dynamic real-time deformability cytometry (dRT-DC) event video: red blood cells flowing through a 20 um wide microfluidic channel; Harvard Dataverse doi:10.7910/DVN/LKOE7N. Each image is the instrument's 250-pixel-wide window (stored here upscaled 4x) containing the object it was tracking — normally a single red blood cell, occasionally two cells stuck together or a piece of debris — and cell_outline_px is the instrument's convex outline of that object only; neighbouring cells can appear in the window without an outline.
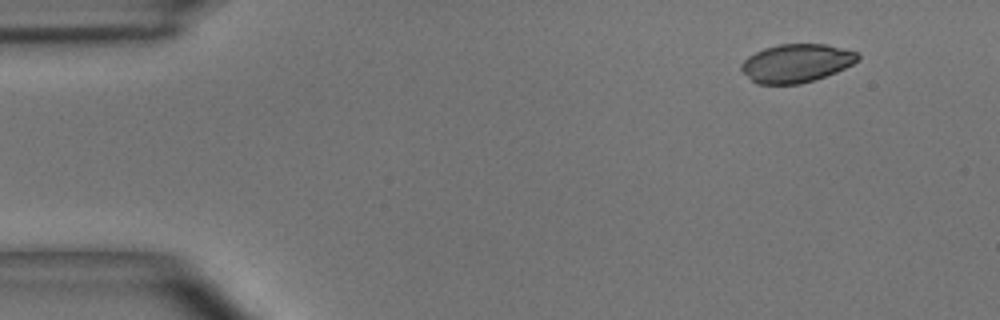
{"species": "common noctule bat (a hibernating species)", "species_latin": "Nyctalus noctula", "temperature_condition": "room temperature", "stored_images_in_passage": 6, "camera_frame_rate_fps": 3000, "um_per_image_px": 0.085, "animal": {"sex": "male", "body_mass_g": 15.6}, "frame": {"image": 1, "passage_image": 1, "time_ms": 0.0, "image_size_px": [1000, 320], "cell_outline_px": [[860, 60], [836, 72], [800, 84], [756, 84], [740, 68], [740, 64], [748, 56], [764, 48], [780, 44], [828, 44], [860, 52]], "centroid_in_image_um": [67.72, 5.36], "position_along_channel_um": 17.3, "area_um2": 26.07}}
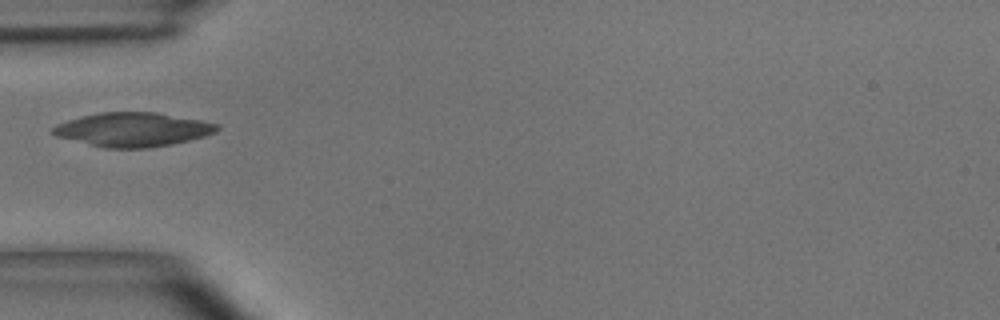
{"frame": {"image": 2, "passage_image": 4, "time_ms": 1.0, "image_size_px": [1000, 320], "cell_outline_px": [[220, 128], [216, 132], [204, 136], [172, 144], [148, 148], [104, 148], [56, 136], [52, 132], [52, 128], [56, 124], [68, 120], [100, 112], [156, 112], [200, 120], [220, 124]], "centroid_in_image_um": [11.3, 11.01], "position_along_channel_um": 73.7, "area_um2": 32.37}}
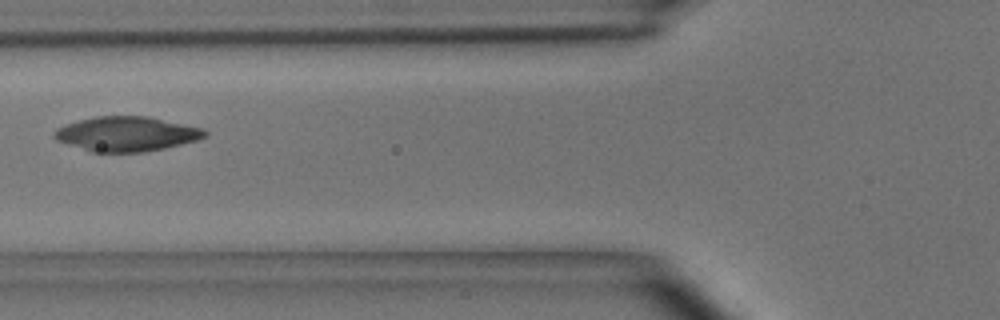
{"frame": {"image": 3, "passage_image": 5, "time_ms": 1.333, "image_size_px": [1000, 320], "cell_outline_px": [[208, 136], [196, 140], [164, 148], [144, 152], [92, 152], [56, 140], [52, 136], [52, 132], [56, 128], [80, 120], [96, 116], [148, 116], [204, 128], [208, 132]], "centroid_in_image_um": [10.77, 11.38], "position_along_channel_um": 115.0, "area_um2": 30.4}}